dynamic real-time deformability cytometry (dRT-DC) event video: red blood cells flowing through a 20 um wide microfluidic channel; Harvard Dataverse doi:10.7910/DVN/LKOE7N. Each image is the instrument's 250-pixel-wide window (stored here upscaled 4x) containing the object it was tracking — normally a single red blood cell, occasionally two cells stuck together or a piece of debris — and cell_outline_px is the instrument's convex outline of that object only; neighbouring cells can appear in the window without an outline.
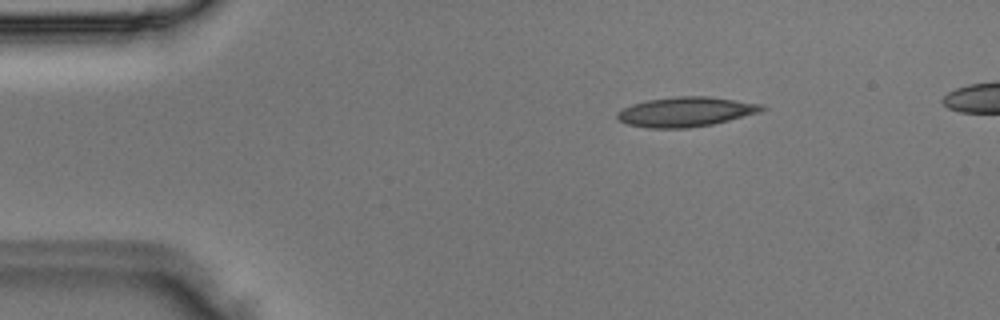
{"species": "Egyptian fruit bat (a non-hibernating species)", "species_latin": "Rousettus aegyptiacus", "temperature_condition": "room temperature", "stored_images_in_passage": 4, "camera_frame_rate_fps": 3000, "um_per_image_px": 0.085, "animal": {"sex": "male"}, "frame": {"image": 1, "passage_image": 2, "time_ms": 0.333, "image_size_px": [1000, 320], "cell_outline_px": [[768, 108], [760, 112], [712, 124], [688, 128], [648, 128], [628, 124], [620, 120], [616, 116], [616, 112], [632, 104], [648, 100], [676, 96], [708, 96], [764, 104]], "centroid_in_image_um": [58.32, 9.5], "position_along_channel_um": 26.7, "area_um2": 24.97}}